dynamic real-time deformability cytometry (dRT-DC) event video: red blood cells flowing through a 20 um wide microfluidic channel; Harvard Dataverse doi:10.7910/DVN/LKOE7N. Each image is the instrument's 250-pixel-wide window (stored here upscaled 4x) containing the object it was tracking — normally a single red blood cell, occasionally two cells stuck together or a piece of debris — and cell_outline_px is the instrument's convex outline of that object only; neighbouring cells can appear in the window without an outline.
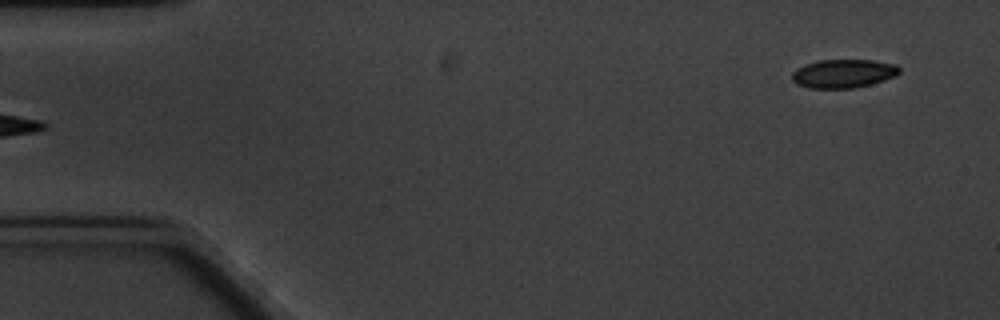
{"species": "common noctule bat (a hibernating species)", "species_latin": "Nyctalus noctula", "temperature_condition": "cold", "stored_images_in_passage": 6, "segment_of_instrument_passage": [2, 2], "camera_frame_rate_fps": 3000, "um_per_image_px": 0.085, "animal": {"sex": "male", "body_mass_g": 20.1, "forearm_length_mm": 53.5}, "frame": {"image": 1, "passage_image": 6, "time_ms": 6.0, "image_size_px": [1000, 320], "cell_outline_px": [[900, 72], [896, 76], [872, 84], [852, 88], [808, 88], [796, 84], [792, 80], [792, 72], [796, 68], [804, 64], [816, 60], [872, 60], [896, 64], [900, 68]], "centroid_in_image_um": [71.67, 6.25], "position_along_channel_um": 13.3, "area_um2": 18.09}}